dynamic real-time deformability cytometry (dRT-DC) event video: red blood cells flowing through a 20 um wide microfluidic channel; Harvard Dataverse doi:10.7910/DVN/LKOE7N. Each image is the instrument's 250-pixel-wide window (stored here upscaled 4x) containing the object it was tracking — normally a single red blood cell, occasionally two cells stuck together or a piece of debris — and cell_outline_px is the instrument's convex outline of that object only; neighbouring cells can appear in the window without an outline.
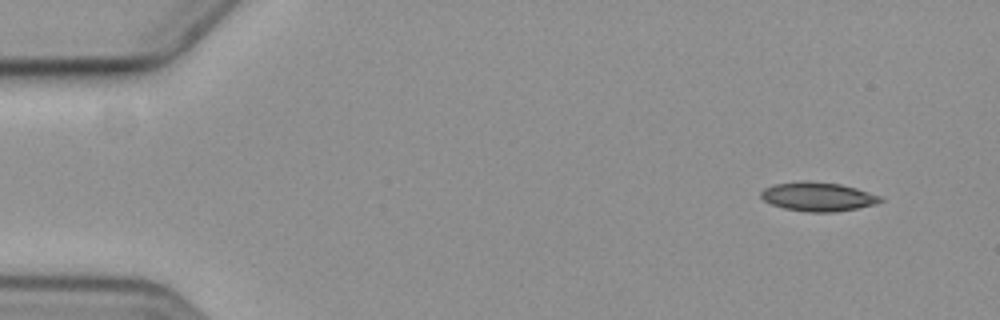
{"species": "common noctule bat (a hibernating species)", "species_latin": "Nyctalus noctula", "temperature_condition": "cold", "stored_images_in_passage": 11, "camera_frame_rate_fps": 3000, "um_per_image_px": 0.085, "animal": {"sex": "female", "body_mass_g": 19.3, "forearm_length_mm": 54.1}, "frame": {"image": 1, "passage_image": 1, "time_ms": 0.0, "image_size_px": [1000, 320], "cell_outline_px": [[884, 200], [876, 204], [856, 208], [832, 212], [808, 212], [784, 208], [772, 204], [764, 200], [760, 196], [760, 192], [764, 188], [772, 184], [800, 180], [808, 180], [840, 184], [856, 188], [884, 196]], "centroid_in_image_um": [69.53, 16.7], "position_along_channel_um": 15.5, "area_um2": 20.4}}
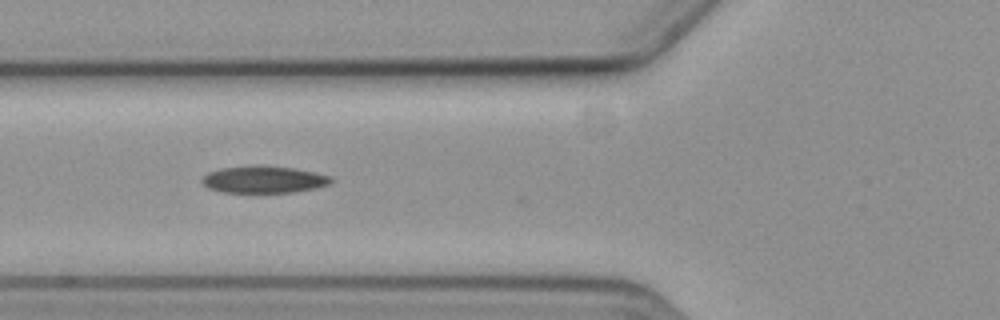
{"frame": {"image": 2, "passage_image": 5, "time_ms": 5.667, "image_size_px": [1000, 320], "cell_outline_px": [[332, 184], [316, 188], [292, 192], [224, 192], [208, 188], [200, 180], [208, 172], [224, 168], [252, 164], [264, 164], [296, 168], [316, 172], [332, 176]], "centroid_in_image_um": [22.47, 15.23], "position_along_channel_um": 103.3, "area_um2": 20.69}}
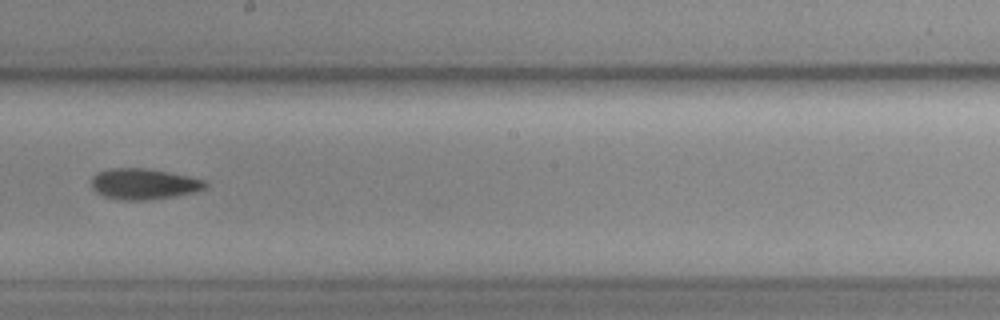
{"frame": {"image": 3, "passage_image": 8, "time_ms": 9.333, "image_size_px": [1000, 320], "cell_outline_px": [[208, 184], [204, 188], [196, 192], [176, 196], [152, 200], [116, 200], [104, 196], [96, 192], [92, 188], [92, 176], [96, 172], [112, 168], [148, 168], [188, 176], [204, 180]], "centroid_in_image_um": [12.2, 15.64], "position_along_channel_um": 236.0, "area_um2": 20.69}}